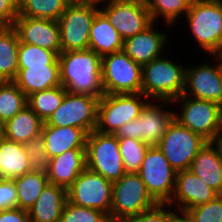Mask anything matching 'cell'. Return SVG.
I'll use <instances>...</instances> for the list:
<instances>
[{"instance_id": "6da1fadb", "label": "cell", "mask_w": 222, "mask_h": 222, "mask_svg": "<svg viewBox=\"0 0 222 222\" xmlns=\"http://www.w3.org/2000/svg\"><path fill=\"white\" fill-rule=\"evenodd\" d=\"M61 85L70 93L104 95L101 68L102 57L91 49L65 51L58 57Z\"/></svg>"}, {"instance_id": "7a4b0ae2", "label": "cell", "mask_w": 222, "mask_h": 222, "mask_svg": "<svg viewBox=\"0 0 222 222\" xmlns=\"http://www.w3.org/2000/svg\"><path fill=\"white\" fill-rule=\"evenodd\" d=\"M185 69L161 56L142 66V91L148 99L166 104L180 97L185 89Z\"/></svg>"}, {"instance_id": "3957f363", "label": "cell", "mask_w": 222, "mask_h": 222, "mask_svg": "<svg viewBox=\"0 0 222 222\" xmlns=\"http://www.w3.org/2000/svg\"><path fill=\"white\" fill-rule=\"evenodd\" d=\"M179 100V101H178ZM182 103L181 113H174V119L200 135L207 142H215L222 135V106L209 100L188 98L181 95L171 102Z\"/></svg>"}, {"instance_id": "277c9868", "label": "cell", "mask_w": 222, "mask_h": 222, "mask_svg": "<svg viewBox=\"0 0 222 222\" xmlns=\"http://www.w3.org/2000/svg\"><path fill=\"white\" fill-rule=\"evenodd\" d=\"M187 24L201 47L212 56L222 54V0H204L189 7Z\"/></svg>"}, {"instance_id": "5b68a950", "label": "cell", "mask_w": 222, "mask_h": 222, "mask_svg": "<svg viewBox=\"0 0 222 222\" xmlns=\"http://www.w3.org/2000/svg\"><path fill=\"white\" fill-rule=\"evenodd\" d=\"M104 94H137L142 91V66L123 50L102 57Z\"/></svg>"}, {"instance_id": "8992f818", "label": "cell", "mask_w": 222, "mask_h": 222, "mask_svg": "<svg viewBox=\"0 0 222 222\" xmlns=\"http://www.w3.org/2000/svg\"><path fill=\"white\" fill-rule=\"evenodd\" d=\"M86 167L112 182L126 173L115 134L93 130L87 135Z\"/></svg>"}, {"instance_id": "52a82bcc", "label": "cell", "mask_w": 222, "mask_h": 222, "mask_svg": "<svg viewBox=\"0 0 222 222\" xmlns=\"http://www.w3.org/2000/svg\"><path fill=\"white\" fill-rule=\"evenodd\" d=\"M157 204L137 173H125L119 180L113 182L109 217L127 219Z\"/></svg>"}, {"instance_id": "ba28073f", "label": "cell", "mask_w": 222, "mask_h": 222, "mask_svg": "<svg viewBox=\"0 0 222 222\" xmlns=\"http://www.w3.org/2000/svg\"><path fill=\"white\" fill-rule=\"evenodd\" d=\"M137 174L158 204L170 202L177 171L170 165L158 146L148 147Z\"/></svg>"}, {"instance_id": "9c48e42d", "label": "cell", "mask_w": 222, "mask_h": 222, "mask_svg": "<svg viewBox=\"0 0 222 222\" xmlns=\"http://www.w3.org/2000/svg\"><path fill=\"white\" fill-rule=\"evenodd\" d=\"M100 10L95 5L72 2L59 17L61 51L89 49L90 29Z\"/></svg>"}, {"instance_id": "30bf717a", "label": "cell", "mask_w": 222, "mask_h": 222, "mask_svg": "<svg viewBox=\"0 0 222 222\" xmlns=\"http://www.w3.org/2000/svg\"><path fill=\"white\" fill-rule=\"evenodd\" d=\"M146 97L137 94H104L98 103V116L96 129L101 133L114 134L125 123L136 119L141 114L148 101L140 98Z\"/></svg>"}, {"instance_id": "8fae6325", "label": "cell", "mask_w": 222, "mask_h": 222, "mask_svg": "<svg viewBox=\"0 0 222 222\" xmlns=\"http://www.w3.org/2000/svg\"><path fill=\"white\" fill-rule=\"evenodd\" d=\"M113 182L88 169L67 188V201L80 206L96 209L110 215Z\"/></svg>"}, {"instance_id": "7c38bea8", "label": "cell", "mask_w": 222, "mask_h": 222, "mask_svg": "<svg viewBox=\"0 0 222 222\" xmlns=\"http://www.w3.org/2000/svg\"><path fill=\"white\" fill-rule=\"evenodd\" d=\"M205 143L204 138L173 119L157 146L178 172L190 168L192 160Z\"/></svg>"}, {"instance_id": "4fadbf2b", "label": "cell", "mask_w": 222, "mask_h": 222, "mask_svg": "<svg viewBox=\"0 0 222 222\" xmlns=\"http://www.w3.org/2000/svg\"><path fill=\"white\" fill-rule=\"evenodd\" d=\"M99 97L67 92L60 106L45 122L47 125L72 126L87 134L96 129Z\"/></svg>"}, {"instance_id": "5bb4252c", "label": "cell", "mask_w": 222, "mask_h": 222, "mask_svg": "<svg viewBox=\"0 0 222 222\" xmlns=\"http://www.w3.org/2000/svg\"><path fill=\"white\" fill-rule=\"evenodd\" d=\"M155 103H147L136 119L125 123L114 133L117 137L133 138L149 146H157L174 119V113Z\"/></svg>"}, {"instance_id": "9a60e30c", "label": "cell", "mask_w": 222, "mask_h": 222, "mask_svg": "<svg viewBox=\"0 0 222 222\" xmlns=\"http://www.w3.org/2000/svg\"><path fill=\"white\" fill-rule=\"evenodd\" d=\"M99 9L123 40L149 27L153 20L144 0H114Z\"/></svg>"}, {"instance_id": "2e32d148", "label": "cell", "mask_w": 222, "mask_h": 222, "mask_svg": "<svg viewBox=\"0 0 222 222\" xmlns=\"http://www.w3.org/2000/svg\"><path fill=\"white\" fill-rule=\"evenodd\" d=\"M215 57L219 61L215 68L204 62L198 67L185 69L183 96L190 95L192 98L213 101L222 106V63L219 56Z\"/></svg>"}, {"instance_id": "e0dca14e", "label": "cell", "mask_w": 222, "mask_h": 222, "mask_svg": "<svg viewBox=\"0 0 222 222\" xmlns=\"http://www.w3.org/2000/svg\"><path fill=\"white\" fill-rule=\"evenodd\" d=\"M17 31L19 42L33 44L56 52L61 51L60 29L56 20L17 17L13 24Z\"/></svg>"}, {"instance_id": "ac0fdd59", "label": "cell", "mask_w": 222, "mask_h": 222, "mask_svg": "<svg viewBox=\"0 0 222 222\" xmlns=\"http://www.w3.org/2000/svg\"><path fill=\"white\" fill-rule=\"evenodd\" d=\"M217 195L207 183L186 169L177 172L174 192L167 206L177 202L178 211L182 213L186 209L212 201Z\"/></svg>"}, {"instance_id": "d6986e66", "label": "cell", "mask_w": 222, "mask_h": 222, "mask_svg": "<svg viewBox=\"0 0 222 222\" xmlns=\"http://www.w3.org/2000/svg\"><path fill=\"white\" fill-rule=\"evenodd\" d=\"M154 22L144 31L127 38L123 43V51L141 66L161 57V51L166 45L167 34L158 32Z\"/></svg>"}, {"instance_id": "ffe728a7", "label": "cell", "mask_w": 222, "mask_h": 222, "mask_svg": "<svg viewBox=\"0 0 222 222\" xmlns=\"http://www.w3.org/2000/svg\"><path fill=\"white\" fill-rule=\"evenodd\" d=\"M189 169L218 195H222V147L218 141L205 143Z\"/></svg>"}, {"instance_id": "44dd1931", "label": "cell", "mask_w": 222, "mask_h": 222, "mask_svg": "<svg viewBox=\"0 0 222 222\" xmlns=\"http://www.w3.org/2000/svg\"><path fill=\"white\" fill-rule=\"evenodd\" d=\"M86 168V148H73L51 158L49 183L67 189Z\"/></svg>"}, {"instance_id": "7402d4cb", "label": "cell", "mask_w": 222, "mask_h": 222, "mask_svg": "<svg viewBox=\"0 0 222 222\" xmlns=\"http://www.w3.org/2000/svg\"><path fill=\"white\" fill-rule=\"evenodd\" d=\"M67 201V189L48 183L28 210L30 222H60Z\"/></svg>"}, {"instance_id": "603a6c76", "label": "cell", "mask_w": 222, "mask_h": 222, "mask_svg": "<svg viewBox=\"0 0 222 222\" xmlns=\"http://www.w3.org/2000/svg\"><path fill=\"white\" fill-rule=\"evenodd\" d=\"M41 135L48 155L53 158L73 148H86L88 134L81 128L72 126L56 127L44 122Z\"/></svg>"}, {"instance_id": "cb8c5ba5", "label": "cell", "mask_w": 222, "mask_h": 222, "mask_svg": "<svg viewBox=\"0 0 222 222\" xmlns=\"http://www.w3.org/2000/svg\"><path fill=\"white\" fill-rule=\"evenodd\" d=\"M13 82L25 93L26 96L37 91L60 86V65L18 67V73Z\"/></svg>"}, {"instance_id": "d4e9b609", "label": "cell", "mask_w": 222, "mask_h": 222, "mask_svg": "<svg viewBox=\"0 0 222 222\" xmlns=\"http://www.w3.org/2000/svg\"><path fill=\"white\" fill-rule=\"evenodd\" d=\"M44 121L26 105L13 118L2 125V136L17 143H27L32 137L41 134Z\"/></svg>"}, {"instance_id": "484cf974", "label": "cell", "mask_w": 222, "mask_h": 222, "mask_svg": "<svg viewBox=\"0 0 222 222\" xmlns=\"http://www.w3.org/2000/svg\"><path fill=\"white\" fill-rule=\"evenodd\" d=\"M124 40L110 24L107 17L99 11L90 29L89 49L101 57L123 50Z\"/></svg>"}, {"instance_id": "4316f807", "label": "cell", "mask_w": 222, "mask_h": 222, "mask_svg": "<svg viewBox=\"0 0 222 222\" xmlns=\"http://www.w3.org/2000/svg\"><path fill=\"white\" fill-rule=\"evenodd\" d=\"M31 171L23 144L0 138V179L13 180Z\"/></svg>"}, {"instance_id": "83f0119b", "label": "cell", "mask_w": 222, "mask_h": 222, "mask_svg": "<svg viewBox=\"0 0 222 222\" xmlns=\"http://www.w3.org/2000/svg\"><path fill=\"white\" fill-rule=\"evenodd\" d=\"M19 37L13 26L0 28V82L14 81L18 73Z\"/></svg>"}, {"instance_id": "f1b7e54d", "label": "cell", "mask_w": 222, "mask_h": 222, "mask_svg": "<svg viewBox=\"0 0 222 222\" xmlns=\"http://www.w3.org/2000/svg\"><path fill=\"white\" fill-rule=\"evenodd\" d=\"M18 196V208L28 211L49 183L48 177L33 171L13 179Z\"/></svg>"}, {"instance_id": "f546056e", "label": "cell", "mask_w": 222, "mask_h": 222, "mask_svg": "<svg viewBox=\"0 0 222 222\" xmlns=\"http://www.w3.org/2000/svg\"><path fill=\"white\" fill-rule=\"evenodd\" d=\"M67 92L62 85L37 91L27 96V105L46 122L60 106Z\"/></svg>"}, {"instance_id": "4dcf8cb0", "label": "cell", "mask_w": 222, "mask_h": 222, "mask_svg": "<svg viewBox=\"0 0 222 222\" xmlns=\"http://www.w3.org/2000/svg\"><path fill=\"white\" fill-rule=\"evenodd\" d=\"M69 3L67 0H19L18 17L58 21Z\"/></svg>"}, {"instance_id": "1f68e13d", "label": "cell", "mask_w": 222, "mask_h": 222, "mask_svg": "<svg viewBox=\"0 0 222 222\" xmlns=\"http://www.w3.org/2000/svg\"><path fill=\"white\" fill-rule=\"evenodd\" d=\"M27 105V96L13 82H0V123L13 118Z\"/></svg>"}, {"instance_id": "d6a6232c", "label": "cell", "mask_w": 222, "mask_h": 222, "mask_svg": "<svg viewBox=\"0 0 222 222\" xmlns=\"http://www.w3.org/2000/svg\"><path fill=\"white\" fill-rule=\"evenodd\" d=\"M59 55L48 49L19 42L18 67H45L59 65Z\"/></svg>"}, {"instance_id": "836d02e7", "label": "cell", "mask_w": 222, "mask_h": 222, "mask_svg": "<svg viewBox=\"0 0 222 222\" xmlns=\"http://www.w3.org/2000/svg\"><path fill=\"white\" fill-rule=\"evenodd\" d=\"M118 142L125 172L137 173L149 145L137 139L123 137H118Z\"/></svg>"}, {"instance_id": "e575fe53", "label": "cell", "mask_w": 222, "mask_h": 222, "mask_svg": "<svg viewBox=\"0 0 222 222\" xmlns=\"http://www.w3.org/2000/svg\"><path fill=\"white\" fill-rule=\"evenodd\" d=\"M153 22L165 18L167 25L173 26L179 16L186 14L189 7L182 0H144ZM161 15V16H160Z\"/></svg>"}, {"instance_id": "d590c367", "label": "cell", "mask_w": 222, "mask_h": 222, "mask_svg": "<svg viewBox=\"0 0 222 222\" xmlns=\"http://www.w3.org/2000/svg\"><path fill=\"white\" fill-rule=\"evenodd\" d=\"M31 171L47 176L50 171L51 158L45 149L42 135H37L23 144Z\"/></svg>"}, {"instance_id": "8d00e7d4", "label": "cell", "mask_w": 222, "mask_h": 222, "mask_svg": "<svg viewBox=\"0 0 222 222\" xmlns=\"http://www.w3.org/2000/svg\"><path fill=\"white\" fill-rule=\"evenodd\" d=\"M185 222H222V195L212 201L184 210L180 214Z\"/></svg>"}, {"instance_id": "74e56055", "label": "cell", "mask_w": 222, "mask_h": 222, "mask_svg": "<svg viewBox=\"0 0 222 222\" xmlns=\"http://www.w3.org/2000/svg\"><path fill=\"white\" fill-rule=\"evenodd\" d=\"M107 218L102 211L80 207L66 201L60 222H104Z\"/></svg>"}, {"instance_id": "f35d334b", "label": "cell", "mask_w": 222, "mask_h": 222, "mask_svg": "<svg viewBox=\"0 0 222 222\" xmlns=\"http://www.w3.org/2000/svg\"><path fill=\"white\" fill-rule=\"evenodd\" d=\"M166 205L157 204L153 208L127 219L129 222H175L180 215L175 211L164 209Z\"/></svg>"}, {"instance_id": "ab89813d", "label": "cell", "mask_w": 222, "mask_h": 222, "mask_svg": "<svg viewBox=\"0 0 222 222\" xmlns=\"http://www.w3.org/2000/svg\"><path fill=\"white\" fill-rule=\"evenodd\" d=\"M17 207L18 196L14 181L0 179V211Z\"/></svg>"}, {"instance_id": "60d3db41", "label": "cell", "mask_w": 222, "mask_h": 222, "mask_svg": "<svg viewBox=\"0 0 222 222\" xmlns=\"http://www.w3.org/2000/svg\"><path fill=\"white\" fill-rule=\"evenodd\" d=\"M19 0H0V24L13 26L18 17Z\"/></svg>"}, {"instance_id": "b9f144b4", "label": "cell", "mask_w": 222, "mask_h": 222, "mask_svg": "<svg viewBox=\"0 0 222 222\" xmlns=\"http://www.w3.org/2000/svg\"><path fill=\"white\" fill-rule=\"evenodd\" d=\"M0 222H30L29 213L20 208L0 211Z\"/></svg>"}, {"instance_id": "7bdbcfd3", "label": "cell", "mask_w": 222, "mask_h": 222, "mask_svg": "<svg viewBox=\"0 0 222 222\" xmlns=\"http://www.w3.org/2000/svg\"><path fill=\"white\" fill-rule=\"evenodd\" d=\"M105 1H107L106 3L109 4L110 2H113L114 0H81V3H87V4L97 6V4L99 5V3H102V2L104 3Z\"/></svg>"}, {"instance_id": "ee69618b", "label": "cell", "mask_w": 222, "mask_h": 222, "mask_svg": "<svg viewBox=\"0 0 222 222\" xmlns=\"http://www.w3.org/2000/svg\"><path fill=\"white\" fill-rule=\"evenodd\" d=\"M188 7L194 6L197 3H200L204 0H182Z\"/></svg>"}, {"instance_id": "f6af8a7d", "label": "cell", "mask_w": 222, "mask_h": 222, "mask_svg": "<svg viewBox=\"0 0 222 222\" xmlns=\"http://www.w3.org/2000/svg\"><path fill=\"white\" fill-rule=\"evenodd\" d=\"M104 222H129L128 219L108 217Z\"/></svg>"}, {"instance_id": "bcb514c9", "label": "cell", "mask_w": 222, "mask_h": 222, "mask_svg": "<svg viewBox=\"0 0 222 222\" xmlns=\"http://www.w3.org/2000/svg\"><path fill=\"white\" fill-rule=\"evenodd\" d=\"M175 222H185V221L180 216Z\"/></svg>"}, {"instance_id": "7dc6e473", "label": "cell", "mask_w": 222, "mask_h": 222, "mask_svg": "<svg viewBox=\"0 0 222 222\" xmlns=\"http://www.w3.org/2000/svg\"><path fill=\"white\" fill-rule=\"evenodd\" d=\"M219 144L221 145L222 147V135L219 137V140H218Z\"/></svg>"}, {"instance_id": "c3c4849f", "label": "cell", "mask_w": 222, "mask_h": 222, "mask_svg": "<svg viewBox=\"0 0 222 222\" xmlns=\"http://www.w3.org/2000/svg\"><path fill=\"white\" fill-rule=\"evenodd\" d=\"M68 2L72 3V2H81V0H67Z\"/></svg>"}, {"instance_id": "681fc988", "label": "cell", "mask_w": 222, "mask_h": 222, "mask_svg": "<svg viewBox=\"0 0 222 222\" xmlns=\"http://www.w3.org/2000/svg\"><path fill=\"white\" fill-rule=\"evenodd\" d=\"M221 58V63H222V54L218 55Z\"/></svg>"}]
</instances>
